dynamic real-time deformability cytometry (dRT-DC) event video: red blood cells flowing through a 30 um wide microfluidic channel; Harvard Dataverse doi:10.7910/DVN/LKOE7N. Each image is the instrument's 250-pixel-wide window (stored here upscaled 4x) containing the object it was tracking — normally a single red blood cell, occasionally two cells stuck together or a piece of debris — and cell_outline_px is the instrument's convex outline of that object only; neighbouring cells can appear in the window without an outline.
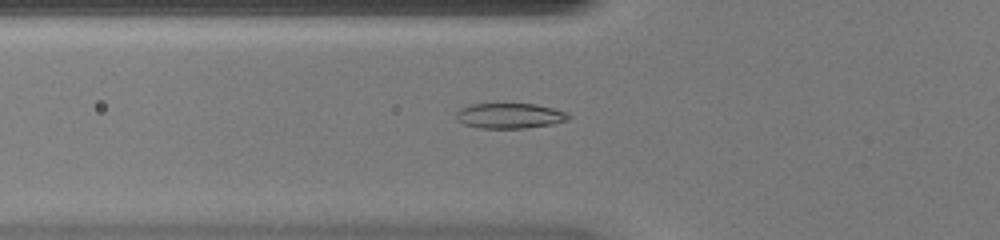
{"species": "common noctule bat (a hibernating species)", "species_latin": "Nyctalus noctula", "temperature_condition": "warm", "stored_images_in_passage": 34, "camera_frame_rate_fps": 3000, "um_per_image_px": 0.085, "animal": {"sex": "female", "body_mass_g": 20.0, "forearm_length_mm": 54.0}, "frame": {"image": 1, "passage_image": 4, "time_ms": 1.0, "image_size_px": [1000, 240], "cell_outline_px": [[572, 116], [568, 120], [552, 124], [524, 128], [480, 128], [464, 124], [456, 120], [456, 112], [460, 108], [472, 104], [536, 104], [568, 112]], "centroid_in_image_um": [43.34, 9.84], "position_along_channel_um": 82.5, "area_um2": 16.59}}
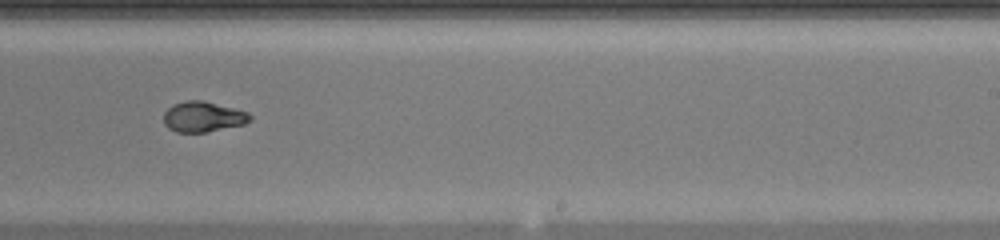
{"frame": {"image": 2, "passage_image": 17, "time_ms": 5.333, "image_size_px": [1000, 240], "cell_outline_px": [[252, 120], [244, 124], [204, 132], [176, 132], [168, 128], [164, 124], [164, 112], [172, 104], [184, 100], [200, 100], [248, 112], [252, 116]], "centroid_in_image_um": [17.23, 9.92], "position_along_channel_um": 271.8, "area_um2": 15.2}}
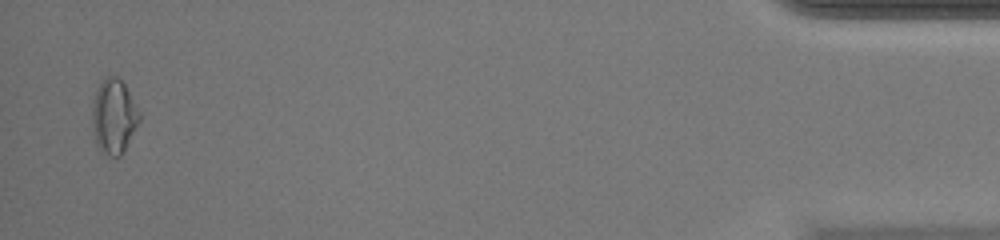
{"frame": {"image": 3, "passage_image": 33, "time_ms": 10.667, "image_size_px": [1000, 240], "cell_outline_px": [[140, 120], [124, 152], [120, 156], [108, 156], [100, 152], [96, 144], [92, 128], [92, 104], [96, 88], [104, 76], [116, 76], [124, 84], [140, 112]], "centroid_in_image_um": [9.65, 9.91], "position_along_channel_um": 425.5, "area_um2": 20.75}, "authors_computed_cell_mechanics": {"area_um2": 15.8661, "velocity_mm_per_s": 4.3686, "shape_relaxation_time_tau1_ms": 5.5046, "shape_relaxation_time_tau2_ms": null, "deformation_change_tau1": 0.2327, "deformation_change_tau2": null}}